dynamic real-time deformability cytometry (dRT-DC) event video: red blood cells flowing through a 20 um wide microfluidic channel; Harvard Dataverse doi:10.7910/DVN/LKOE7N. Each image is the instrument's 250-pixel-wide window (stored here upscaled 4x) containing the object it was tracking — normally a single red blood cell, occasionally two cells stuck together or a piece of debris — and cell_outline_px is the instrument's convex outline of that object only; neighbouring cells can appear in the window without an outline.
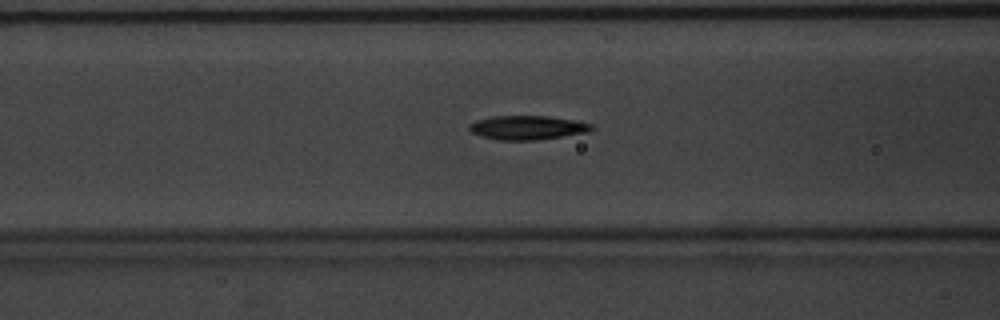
{"species": "common noctule bat (a hibernating species)", "species_latin": "Nyctalus noctula", "temperature_condition": "warm", "stored_images_in_passage": 38, "camera_frame_rate_fps": 3000, "um_per_image_px": 0.085, "animal": {"sex": "male", "body_mass_g": 20.1, "forearm_length_mm": 53.5}, "frame": {"image": 1, "passage_image": 8, "time_ms": 2.333, "image_size_px": [1000, 320], "cell_outline_px": [[596, 128], [588, 132], [536, 140], [496, 140], [480, 136], [472, 132], [468, 128], [468, 124], [476, 120], [492, 116], [548, 116], [572, 120], [592, 124]], "centroid_in_image_um": [44.8, 10.85], "position_along_channel_um": 121.8, "area_um2": 17.17}}
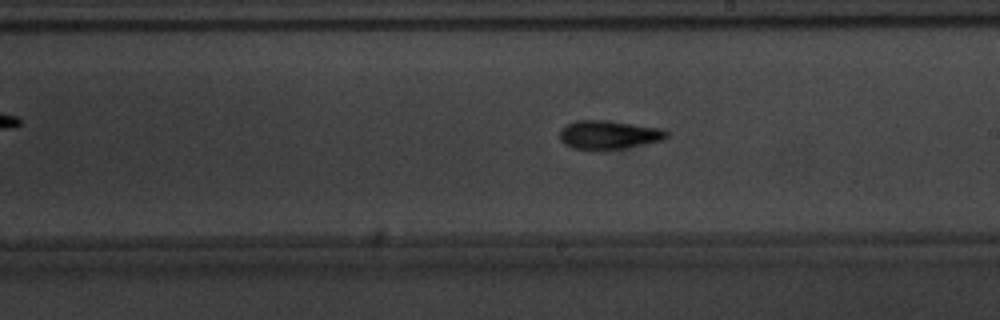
{"frame": {"image": 2, "passage_image": 17, "time_ms": 5.333, "image_size_px": [1000, 320], "cell_outline_px": [[668, 136], [664, 140], [624, 148], [572, 148], [564, 144], [560, 140], [560, 128], [576, 120], [608, 120], [664, 128], [668, 132]], "centroid_in_image_um": [51.78, 11.42], "position_along_channel_um": 237.2, "area_um2": 17.74}}
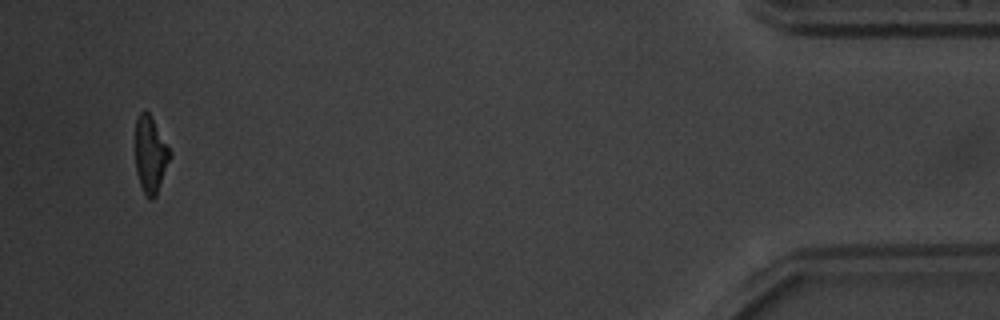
{"frame": {"image": 3, "passage_image": 37, "time_ms": 12.0, "image_size_px": [1000, 320], "cell_outline_px": [[172, 156], [156, 196], [152, 200], [148, 200], [140, 184], [136, 172], [136, 120], [140, 112], [148, 112], [172, 152]], "centroid_in_image_um": [12.81, 13.2], "position_along_channel_um": 422.4, "area_um2": 15.37}}